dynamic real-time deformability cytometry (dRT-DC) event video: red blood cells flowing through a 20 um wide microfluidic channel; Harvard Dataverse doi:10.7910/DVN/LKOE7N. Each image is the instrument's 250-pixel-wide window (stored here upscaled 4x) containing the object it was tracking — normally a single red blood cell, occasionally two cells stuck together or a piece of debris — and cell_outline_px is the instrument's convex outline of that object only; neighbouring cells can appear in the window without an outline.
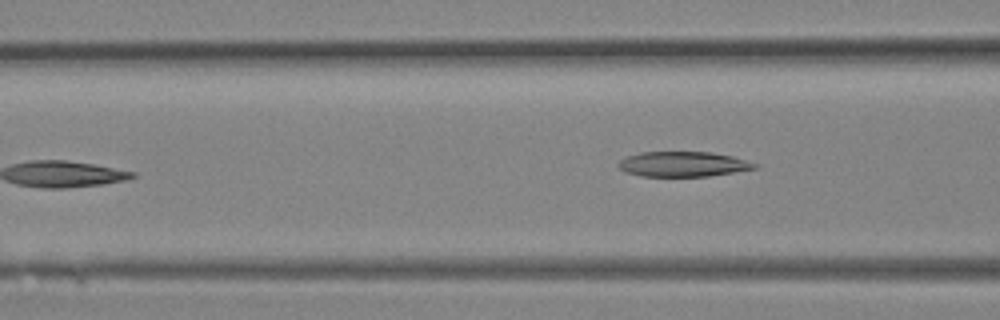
{"species": "Egyptian fruit bat (a non-hibernating species)", "species_latin": "Rousettus aegyptiacus", "temperature_condition": "room temperature", "stored_images_in_passage": 12, "camera_frame_rate_fps": 3000, "um_per_image_px": 0.085, "animal": {"sex": "female"}, "frame": {"image": 1, "passage_image": 12, "time_ms": 3.667, "image_size_px": [1000, 320], "cell_outline_px": [[760, 164], [756, 168], [708, 176], [640, 176], [624, 172], [616, 164], [620, 160], [628, 156], [640, 152], [708, 152], [732, 156]], "centroid_in_image_um": [58.03, 13.95], "position_along_channel_um": 108.6, "area_um2": 19.83}}